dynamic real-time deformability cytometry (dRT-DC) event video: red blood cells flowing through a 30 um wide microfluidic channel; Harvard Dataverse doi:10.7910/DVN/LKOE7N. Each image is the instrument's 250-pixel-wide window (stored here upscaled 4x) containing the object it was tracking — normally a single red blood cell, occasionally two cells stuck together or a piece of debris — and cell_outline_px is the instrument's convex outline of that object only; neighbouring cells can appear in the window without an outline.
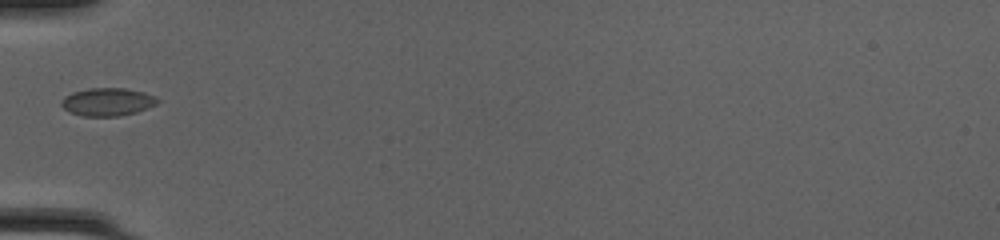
{"species": "common noctule bat (a hibernating species)", "species_latin": "Nyctalus noctula", "temperature_condition": "cold", "stored_images_in_passage": 33, "camera_frame_rate_fps": 3000, "um_per_image_px": 0.085, "animal": {"sex": "female", "body_mass_g": 20.0, "forearm_length_mm": 54.0}, "frame": {"image": 1, "passage_image": 1, "time_ms": 0.0, "image_size_px": [1000, 240], "cell_outline_px": [[160, 100], [156, 104], [136, 112], [120, 116], [80, 116], [64, 108], [60, 104], [60, 100], [64, 96], [72, 92], [88, 88], [124, 88], [144, 92], [156, 96]], "centroid_in_image_um": [9.12, 8.65], "position_along_channel_um": 75.9, "area_um2": 15.72}}
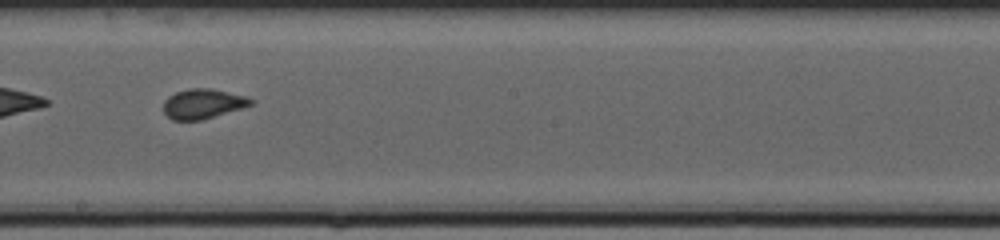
{"frame": {"image": 2, "passage_image": 12, "time_ms": 3.667, "image_size_px": [1000, 240], "cell_outline_px": [[256, 100], [252, 104], [240, 108], [200, 120], [172, 120], [164, 112], [164, 100], [168, 96], [176, 92], [188, 88], [212, 88], [244, 96]], "centroid_in_image_um": [17.22, 8.8], "position_along_channel_um": 231.0, "area_um2": 14.97}}
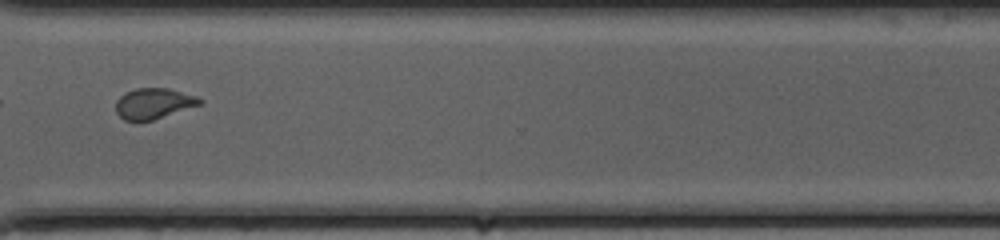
{"frame": {"image": 3, "passage_image": 21, "time_ms": 6.667, "image_size_px": [1000, 240], "cell_outline_px": [[204, 100], [200, 104], [152, 120], [124, 120], [116, 112], [116, 100], [124, 92], [136, 88], [168, 88], [196, 96]], "centroid_in_image_um": [13.03, 8.78], "position_along_channel_um": 357.6, "area_um2": 14.8}}